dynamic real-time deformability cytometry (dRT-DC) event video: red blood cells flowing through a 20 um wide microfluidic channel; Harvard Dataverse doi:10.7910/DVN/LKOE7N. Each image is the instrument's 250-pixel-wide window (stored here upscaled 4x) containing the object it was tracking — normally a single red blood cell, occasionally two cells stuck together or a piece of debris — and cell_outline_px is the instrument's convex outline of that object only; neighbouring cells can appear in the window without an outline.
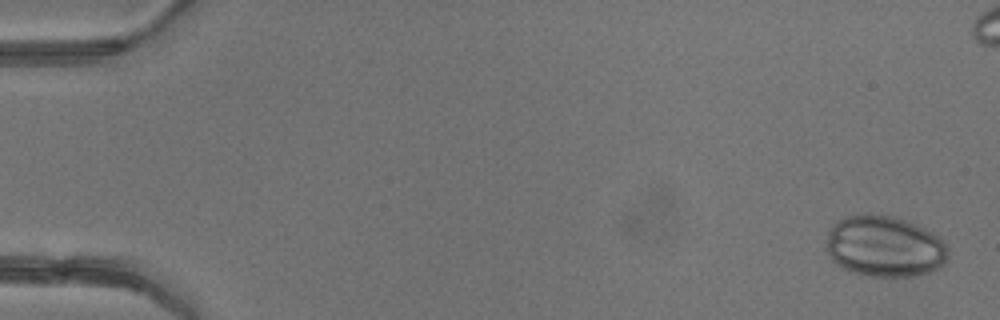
{"species": "common noctule bat (a hibernating species)", "species_latin": "Nyctalus noctula", "temperature_condition": "warm", "stored_images_in_passage": 5, "camera_frame_rate_fps": 3000, "um_per_image_px": 0.085, "animal": {"sex": "female"}, "frame": {"image": 1, "passage_image": 1, "time_ms": 0.0, "image_size_px": [1000, 320], "cell_outline_px": [[948, 256], [944, 264], [940, 268], [932, 272], [916, 276], [868, 276], [852, 272], [840, 268], [832, 260], [828, 252], [828, 232], [832, 224], [836, 220], [844, 216], [888, 216], [904, 220], [916, 224], [932, 232], [948, 248]], "centroid_in_image_um": [75.19, 20.98], "position_along_channel_um": 9.8, "area_um2": 43.12}}